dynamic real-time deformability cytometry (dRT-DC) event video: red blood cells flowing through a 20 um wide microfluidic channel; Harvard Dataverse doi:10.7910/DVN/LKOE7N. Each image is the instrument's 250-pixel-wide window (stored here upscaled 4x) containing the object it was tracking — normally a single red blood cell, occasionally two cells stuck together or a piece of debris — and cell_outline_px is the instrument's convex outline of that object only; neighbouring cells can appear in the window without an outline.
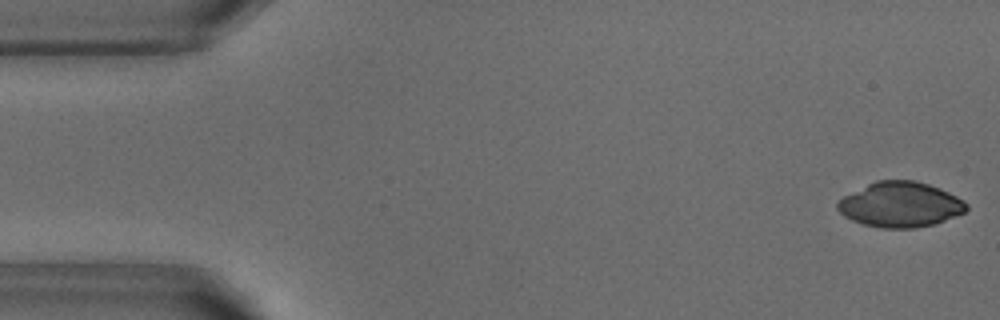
{"species": "common noctule bat (a hibernating species)", "species_latin": "Nyctalus noctula", "temperature_condition": "warm", "stored_images_in_passage": 13, "camera_frame_rate_fps": 3000, "um_per_image_px": 0.085, "animal": {"sex": "male", "body_mass_g": 18.8}, "frame": {"image": 1, "passage_image": 1, "time_ms": 0.0, "image_size_px": [1000, 320], "cell_outline_px": [[968, 208], [964, 212], [944, 220], [932, 224], [916, 228], [880, 228], [864, 224], [852, 220], [844, 216], [836, 208], [836, 204], [844, 196], [876, 180], [916, 180], [940, 188], [964, 200], [968, 204]], "centroid_in_image_um": [76.52, 17.38], "position_along_channel_um": 8.5, "area_um2": 33.76}}